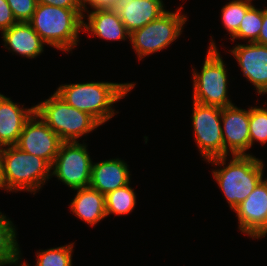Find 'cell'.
<instances>
[{"instance_id":"6da1fadb","label":"cell","mask_w":267,"mask_h":266,"mask_svg":"<svg viewBox=\"0 0 267 266\" xmlns=\"http://www.w3.org/2000/svg\"><path fill=\"white\" fill-rule=\"evenodd\" d=\"M135 83L87 82L60 85L55 93L70 106L86 112L101 125L116 113L113 104L125 98ZM116 111V112H115Z\"/></svg>"},{"instance_id":"7a4b0ae2","label":"cell","mask_w":267,"mask_h":266,"mask_svg":"<svg viewBox=\"0 0 267 266\" xmlns=\"http://www.w3.org/2000/svg\"><path fill=\"white\" fill-rule=\"evenodd\" d=\"M226 158L227 156L217 157L207 162L220 166L219 169H212L213 178L223 192L229 207L234 210L247 199L263 179L264 163L262 159L251 154L232 155V160L228 163Z\"/></svg>"},{"instance_id":"3957f363","label":"cell","mask_w":267,"mask_h":266,"mask_svg":"<svg viewBox=\"0 0 267 266\" xmlns=\"http://www.w3.org/2000/svg\"><path fill=\"white\" fill-rule=\"evenodd\" d=\"M83 9H66L52 5L37 4L28 21L46 45L70 52L77 46L82 30Z\"/></svg>"},{"instance_id":"277c9868","label":"cell","mask_w":267,"mask_h":266,"mask_svg":"<svg viewBox=\"0 0 267 266\" xmlns=\"http://www.w3.org/2000/svg\"><path fill=\"white\" fill-rule=\"evenodd\" d=\"M2 164V189L6 192L27 191L35 195L52 177V166L46 160L16 145L4 147Z\"/></svg>"},{"instance_id":"5b68a950","label":"cell","mask_w":267,"mask_h":266,"mask_svg":"<svg viewBox=\"0 0 267 266\" xmlns=\"http://www.w3.org/2000/svg\"><path fill=\"white\" fill-rule=\"evenodd\" d=\"M35 112L63 142H77L101 126L90 114L70 106L55 92L35 105Z\"/></svg>"},{"instance_id":"8992f818","label":"cell","mask_w":267,"mask_h":266,"mask_svg":"<svg viewBox=\"0 0 267 266\" xmlns=\"http://www.w3.org/2000/svg\"><path fill=\"white\" fill-rule=\"evenodd\" d=\"M215 42L211 39L201 72H193V101L202 105L228 107L233 105L228 97L226 64Z\"/></svg>"},{"instance_id":"52a82bcc","label":"cell","mask_w":267,"mask_h":266,"mask_svg":"<svg viewBox=\"0 0 267 266\" xmlns=\"http://www.w3.org/2000/svg\"><path fill=\"white\" fill-rule=\"evenodd\" d=\"M182 6L176 12L166 10L157 19L132 32L129 40L139 60L166 49L182 34L187 15L181 14Z\"/></svg>"},{"instance_id":"ba28073f","label":"cell","mask_w":267,"mask_h":266,"mask_svg":"<svg viewBox=\"0 0 267 266\" xmlns=\"http://www.w3.org/2000/svg\"><path fill=\"white\" fill-rule=\"evenodd\" d=\"M88 146L77 142H62L51 167L55 176L70 189L87 187L90 184L92 160Z\"/></svg>"},{"instance_id":"9c48e42d","label":"cell","mask_w":267,"mask_h":266,"mask_svg":"<svg viewBox=\"0 0 267 266\" xmlns=\"http://www.w3.org/2000/svg\"><path fill=\"white\" fill-rule=\"evenodd\" d=\"M222 108L193 101L192 127L201 157L206 161L224 156Z\"/></svg>"},{"instance_id":"30bf717a","label":"cell","mask_w":267,"mask_h":266,"mask_svg":"<svg viewBox=\"0 0 267 266\" xmlns=\"http://www.w3.org/2000/svg\"><path fill=\"white\" fill-rule=\"evenodd\" d=\"M60 137L35 112L25 123L16 146L51 166L62 144Z\"/></svg>"},{"instance_id":"8fae6325","label":"cell","mask_w":267,"mask_h":266,"mask_svg":"<svg viewBox=\"0 0 267 266\" xmlns=\"http://www.w3.org/2000/svg\"><path fill=\"white\" fill-rule=\"evenodd\" d=\"M240 232L252 239L267 235V179H262L252 193L234 210Z\"/></svg>"},{"instance_id":"7c38bea8","label":"cell","mask_w":267,"mask_h":266,"mask_svg":"<svg viewBox=\"0 0 267 266\" xmlns=\"http://www.w3.org/2000/svg\"><path fill=\"white\" fill-rule=\"evenodd\" d=\"M222 135L224 156L250 155L249 108H238L234 104L222 108ZM231 151V152H230ZM230 152V153H229Z\"/></svg>"},{"instance_id":"4fadbf2b","label":"cell","mask_w":267,"mask_h":266,"mask_svg":"<svg viewBox=\"0 0 267 266\" xmlns=\"http://www.w3.org/2000/svg\"><path fill=\"white\" fill-rule=\"evenodd\" d=\"M228 52L236 59L243 76L256 88L255 92L267 94V45L238 43Z\"/></svg>"},{"instance_id":"5bb4252c","label":"cell","mask_w":267,"mask_h":266,"mask_svg":"<svg viewBox=\"0 0 267 266\" xmlns=\"http://www.w3.org/2000/svg\"><path fill=\"white\" fill-rule=\"evenodd\" d=\"M163 0H115L111 10L119 15L129 34L162 15Z\"/></svg>"},{"instance_id":"9a60e30c","label":"cell","mask_w":267,"mask_h":266,"mask_svg":"<svg viewBox=\"0 0 267 266\" xmlns=\"http://www.w3.org/2000/svg\"><path fill=\"white\" fill-rule=\"evenodd\" d=\"M0 93V146L18 143L25 123L35 113V106L24 108Z\"/></svg>"},{"instance_id":"2e32d148","label":"cell","mask_w":267,"mask_h":266,"mask_svg":"<svg viewBox=\"0 0 267 266\" xmlns=\"http://www.w3.org/2000/svg\"><path fill=\"white\" fill-rule=\"evenodd\" d=\"M130 176L127 163L120 158L92 162L89 186L106 195L129 184Z\"/></svg>"},{"instance_id":"e0dca14e","label":"cell","mask_w":267,"mask_h":266,"mask_svg":"<svg viewBox=\"0 0 267 266\" xmlns=\"http://www.w3.org/2000/svg\"><path fill=\"white\" fill-rule=\"evenodd\" d=\"M4 47L9 52L28 59L37 58L46 44L28 22H17L1 33Z\"/></svg>"},{"instance_id":"ac0fdd59","label":"cell","mask_w":267,"mask_h":266,"mask_svg":"<svg viewBox=\"0 0 267 266\" xmlns=\"http://www.w3.org/2000/svg\"><path fill=\"white\" fill-rule=\"evenodd\" d=\"M87 21L83 19L82 30L91 36H97L100 39L110 41H122L129 39L125 25L119 18V15L111 9H95L87 12Z\"/></svg>"},{"instance_id":"d6986e66","label":"cell","mask_w":267,"mask_h":266,"mask_svg":"<svg viewBox=\"0 0 267 266\" xmlns=\"http://www.w3.org/2000/svg\"><path fill=\"white\" fill-rule=\"evenodd\" d=\"M73 190H77V193L69 206L71 212L79 219L85 221L90 226H94L107 217L105 195L91 186Z\"/></svg>"},{"instance_id":"ffe728a7","label":"cell","mask_w":267,"mask_h":266,"mask_svg":"<svg viewBox=\"0 0 267 266\" xmlns=\"http://www.w3.org/2000/svg\"><path fill=\"white\" fill-rule=\"evenodd\" d=\"M15 225L0 211V266H7L21 257Z\"/></svg>"},{"instance_id":"44dd1931","label":"cell","mask_w":267,"mask_h":266,"mask_svg":"<svg viewBox=\"0 0 267 266\" xmlns=\"http://www.w3.org/2000/svg\"><path fill=\"white\" fill-rule=\"evenodd\" d=\"M136 193L130 183L105 195L106 215H127L135 209Z\"/></svg>"},{"instance_id":"7402d4cb","label":"cell","mask_w":267,"mask_h":266,"mask_svg":"<svg viewBox=\"0 0 267 266\" xmlns=\"http://www.w3.org/2000/svg\"><path fill=\"white\" fill-rule=\"evenodd\" d=\"M263 21V10L253 5L245 14L240 22L238 31L231 37L235 39L247 40L248 43L256 42L261 30Z\"/></svg>"},{"instance_id":"603a6c76","label":"cell","mask_w":267,"mask_h":266,"mask_svg":"<svg viewBox=\"0 0 267 266\" xmlns=\"http://www.w3.org/2000/svg\"><path fill=\"white\" fill-rule=\"evenodd\" d=\"M252 6L253 4L242 0H232L222 7V24L227 32H229L230 37L238 31L240 22Z\"/></svg>"},{"instance_id":"cb8c5ba5","label":"cell","mask_w":267,"mask_h":266,"mask_svg":"<svg viewBox=\"0 0 267 266\" xmlns=\"http://www.w3.org/2000/svg\"><path fill=\"white\" fill-rule=\"evenodd\" d=\"M75 243L37 251L35 266H73L72 253Z\"/></svg>"},{"instance_id":"d4e9b609","label":"cell","mask_w":267,"mask_h":266,"mask_svg":"<svg viewBox=\"0 0 267 266\" xmlns=\"http://www.w3.org/2000/svg\"><path fill=\"white\" fill-rule=\"evenodd\" d=\"M250 148L255 142L267 143V106L249 108Z\"/></svg>"},{"instance_id":"484cf974","label":"cell","mask_w":267,"mask_h":266,"mask_svg":"<svg viewBox=\"0 0 267 266\" xmlns=\"http://www.w3.org/2000/svg\"><path fill=\"white\" fill-rule=\"evenodd\" d=\"M17 22H28L33 16L37 0H6Z\"/></svg>"},{"instance_id":"4316f807","label":"cell","mask_w":267,"mask_h":266,"mask_svg":"<svg viewBox=\"0 0 267 266\" xmlns=\"http://www.w3.org/2000/svg\"><path fill=\"white\" fill-rule=\"evenodd\" d=\"M17 23L13 12L6 0H0V33Z\"/></svg>"},{"instance_id":"83f0119b","label":"cell","mask_w":267,"mask_h":266,"mask_svg":"<svg viewBox=\"0 0 267 266\" xmlns=\"http://www.w3.org/2000/svg\"><path fill=\"white\" fill-rule=\"evenodd\" d=\"M37 4L52 5L66 9H83L82 0H37Z\"/></svg>"},{"instance_id":"f1b7e54d","label":"cell","mask_w":267,"mask_h":266,"mask_svg":"<svg viewBox=\"0 0 267 266\" xmlns=\"http://www.w3.org/2000/svg\"><path fill=\"white\" fill-rule=\"evenodd\" d=\"M114 3L115 0H82L83 15H85L84 12H88L87 5H89L93 10L107 8L111 9Z\"/></svg>"},{"instance_id":"f546056e","label":"cell","mask_w":267,"mask_h":266,"mask_svg":"<svg viewBox=\"0 0 267 266\" xmlns=\"http://www.w3.org/2000/svg\"><path fill=\"white\" fill-rule=\"evenodd\" d=\"M256 43L267 45V8L263 9V21Z\"/></svg>"},{"instance_id":"4dcf8cb0","label":"cell","mask_w":267,"mask_h":266,"mask_svg":"<svg viewBox=\"0 0 267 266\" xmlns=\"http://www.w3.org/2000/svg\"><path fill=\"white\" fill-rule=\"evenodd\" d=\"M4 147L0 146V189H2V155H3Z\"/></svg>"},{"instance_id":"1f68e13d","label":"cell","mask_w":267,"mask_h":266,"mask_svg":"<svg viewBox=\"0 0 267 266\" xmlns=\"http://www.w3.org/2000/svg\"><path fill=\"white\" fill-rule=\"evenodd\" d=\"M20 261H21V257H19L16 261L10 263L9 266H10V265H13V266H14V265H15V266H30L26 261L23 262V263H20Z\"/></svg>"},{"instance_id":"d6a6232c","label":"cell","mask_w":267,"mask_h":266,"mask_svg":"<svg viewBox=\"0 0 267 266\" xmlns=\"http://www.w3.org/2000/svg\"><path fill=\"white\" fill-rule=\"evenodd\" d=\"M242 1H244V2H248V3H250V4H253V3H252V0H242Z\"/></svg>"}]
</instances>
